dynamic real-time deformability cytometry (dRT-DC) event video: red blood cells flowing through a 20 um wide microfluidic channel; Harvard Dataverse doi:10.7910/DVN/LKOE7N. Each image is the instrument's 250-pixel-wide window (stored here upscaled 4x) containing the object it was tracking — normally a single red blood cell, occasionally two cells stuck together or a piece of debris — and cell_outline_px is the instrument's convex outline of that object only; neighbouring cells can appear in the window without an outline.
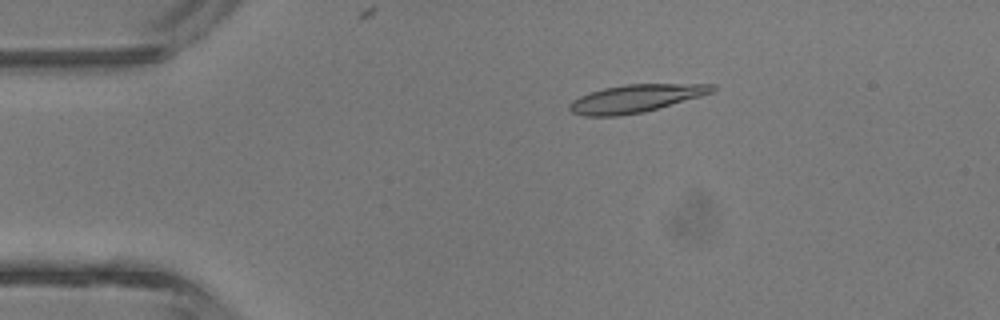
{"species": "common noctule bat (a hibernating species)", "species_latin": "Nyctalus noctula", "temperature_condition": "room temperature", "stored_images_in_passage": 5, "segment_of_instrument_passage": [2, 2], "camera_frame_rate_fps": 3000, "um_per_image_px": 0.085, "animal": {"sex": "male", "body_mass_g": 13.3}, "frame": {"image": 1, "passage_image": 5, "time_ms": 4.667, "image_size_px": [1000, 320], "cell_outline_px": [[716, 88], [712, 92], [700, 96], [644, 112], [616, 116], [584, 116], [572, 112], [568, 108], [568, 104], [572, 100], [580, 96], [604, 88], [624, 84], [716, 84]], "centroid_in_image_um": [54.0, 8.37], "position_along_channel_um": 31.0, "area_um2": 22.95}}